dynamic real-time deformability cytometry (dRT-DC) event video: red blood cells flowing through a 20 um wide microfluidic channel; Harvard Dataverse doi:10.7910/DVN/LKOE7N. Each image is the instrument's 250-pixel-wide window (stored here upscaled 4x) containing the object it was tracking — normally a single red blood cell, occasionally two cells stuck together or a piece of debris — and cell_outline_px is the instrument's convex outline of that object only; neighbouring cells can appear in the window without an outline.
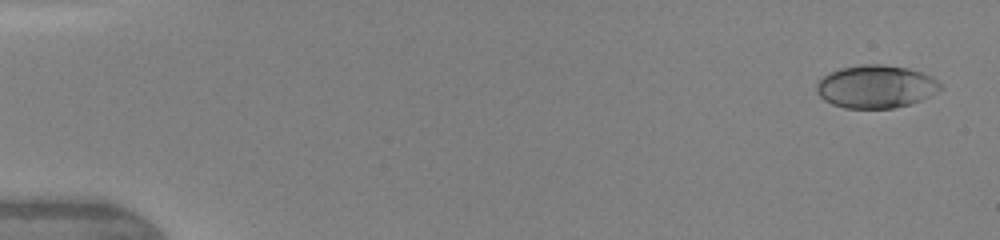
{"species": "human", "species_latin": "Homo sapiens", "temperature_condition": "warm", "stored_images_in_passage": 6, "camera_frame_rate_fps": 3000, "um_per_image_px": 0.085, "donor": {"sex": "female"}, "frame": {"image": 1, "passage_image": 1, "time_ms": 0.0, "image_size_px": [1000, 240], "cell_outline_px": [[944, 88], [912, 104], [892, 108], [844, 108], [832, 104], [824, 100], [816, 92], [816, 84], [828, 72], [840, 68], [864, 64], [884, 64], [908, 68], [932, 76]], "centroid_in_image_um": [74.44, 7.36], "position_along_channel_um": 10.6, "area_um2": 31.04}}
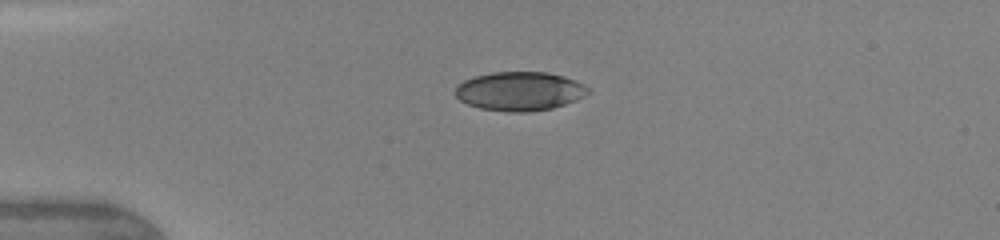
{"frame": {"image": 2, "passage_image": 5, "time_ms": 3.333, "image_size_px": [1000, 240], "cell_outline_px": [[592, 92], [576, 100], [552, 108], [528, 112], [508, 112], [480, 108], [468, 104], [460, 100], [456, 96], [456, 88], [464, 80], [476, 76], [492, 72], [548, 72], [564, 76], [576, 80], [584, 84]], "centroid_in_image_um": [44.21, 7.75], "position_along_channel_um": 40.8, "area_um2": 30.11}}